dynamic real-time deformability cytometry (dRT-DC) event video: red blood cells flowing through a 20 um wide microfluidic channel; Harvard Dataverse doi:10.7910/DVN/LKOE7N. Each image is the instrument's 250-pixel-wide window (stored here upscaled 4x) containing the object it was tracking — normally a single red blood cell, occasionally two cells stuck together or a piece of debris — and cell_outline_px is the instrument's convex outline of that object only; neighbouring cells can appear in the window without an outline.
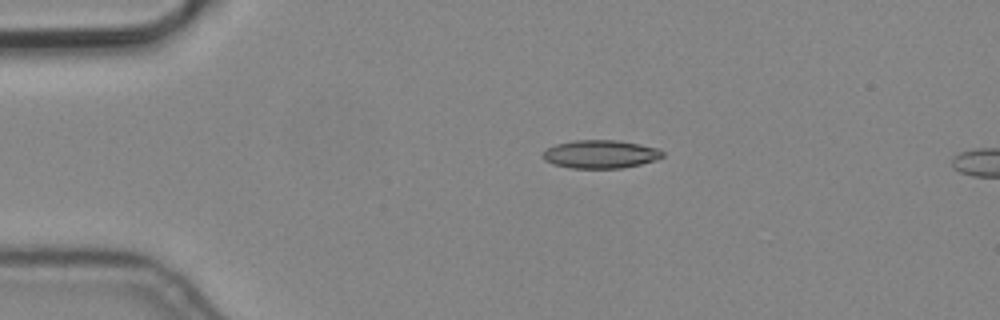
{"species": "common noctule bat (a hibernating species)", "species_latin": "Nyctalus noctula", "temperature_condition": "cold", "stored_images_in_passage": 2, "camera_frame_rate_fps": 3000, "um_per_image_px": 0.085, "animal": {"sex": "male", "body_mass_g": 19.2, "forearm_length_mm": 51.8}, "frame": {"image": 1, "passage_image": 1, "time_ms": 0.0, "image_size_px": [1000, 320], "cell_outline_px": [[664, 156], [656, 160], [640, 164], [620, 168], [572, 168], [552, 164], [544, 160], [540, 156], [548, 148], [556, 144], [572, 140], [616, 140], [640, 144], [660, 148], [664, 152]], "centroid_in_image_um": [51.04, 13.1], "position_along_channel_um": 34.0, "area_um2": 19.83}}